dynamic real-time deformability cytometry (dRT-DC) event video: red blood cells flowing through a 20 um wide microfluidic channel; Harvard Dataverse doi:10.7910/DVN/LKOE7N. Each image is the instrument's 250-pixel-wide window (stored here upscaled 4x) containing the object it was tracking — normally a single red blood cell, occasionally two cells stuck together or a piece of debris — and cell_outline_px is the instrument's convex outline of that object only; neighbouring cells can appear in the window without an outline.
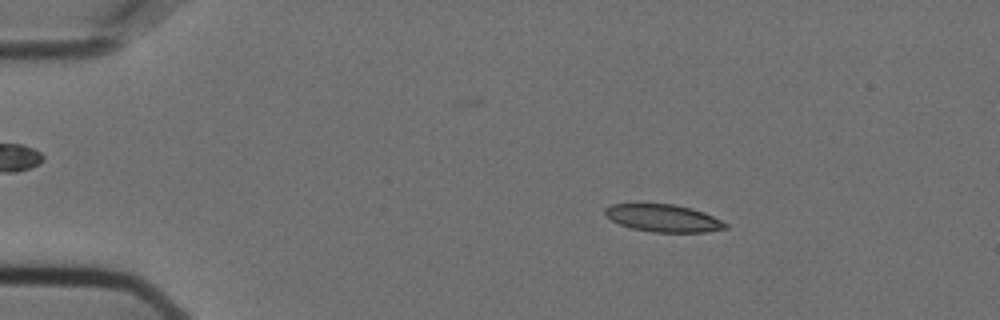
{"species": "Egyptian fruit bat (a non-hibernating species)", "species_latin": "Rousettus aegyptiacus", "temperature_condition": "cold", "stored_images_in_passage": 19, "camera_frame_rate_fps": 3000, "um_per_image_px": 0.085, "animal": {"sex": "female"}, "frame": {"image": 1, "passage_image": 10, "time_ms": 3.0, "image_size_px": [1000, 320], "cell_outline_px": [[728, 228], [708, 232], [652, 232], [632, 228], [620, 224], [612, 220], [604, 212], [604, 208], [612, 204], [676, 204], [692, 208], [704, 212], [728, 224]], "centroid_in_image_um": [56.41, 18.54], "position_along_channel_um": 28.6, "area_um2": 19.19}}
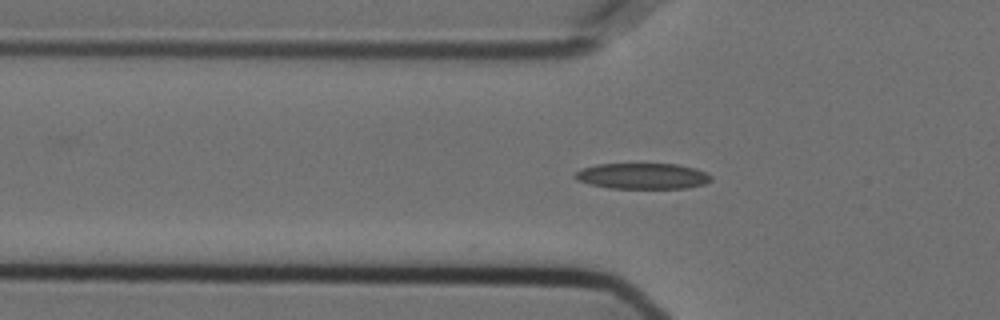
{"frame": {"image": 2, "passage_image": 19, "time_ms": 6.0, "image_size_px": [1000, 320], "cell_outline_px": [[712, 180], [704, 184], [688, 188], [608, 188], [588, 184], [576, 180], [572, 176], [576, 172], [584, 168], [596, 164], [676, 164], [696, 168], [712, 176]], "centroid_in_image_um": [54.6, 14.97], "position_along_channel_um": 71.2, "area_um2": 20.58}}